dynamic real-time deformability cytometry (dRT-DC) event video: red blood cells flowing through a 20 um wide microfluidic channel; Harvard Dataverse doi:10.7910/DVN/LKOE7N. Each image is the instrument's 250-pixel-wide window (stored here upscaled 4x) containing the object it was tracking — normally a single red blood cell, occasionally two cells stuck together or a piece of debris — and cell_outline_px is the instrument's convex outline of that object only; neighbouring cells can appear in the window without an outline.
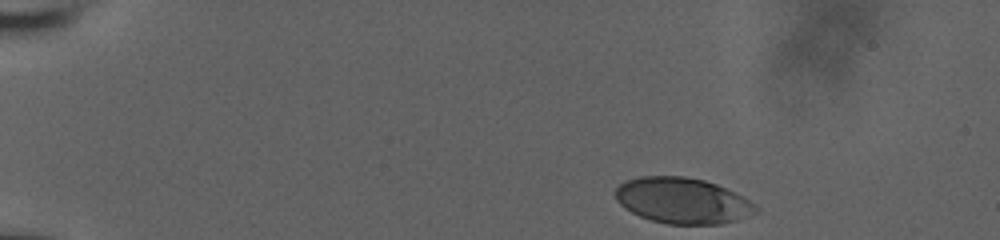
{"species": "human", "species_latin": "Homo sapiens", "temperature_condition": "room temperature", "stored_images_in_passage": 9, "camera_frame_rate_fps": 3000, "um_per_image_px": 0.085, "donor": {"sex": "male"}, "frame": {"image": 1, "passage_image": 1, "time_ms": 0.0, "image_size_px": [1000, 240], "cell_outline_px": [[760, 208], [756, 212], [736, 220], [720, 224], [668, 224], [652, 220], [640, 216], [624, 208], [616, 200], [616, 188], [620, 184], [628, 180], [640, 176], [684, 176], [704, 180], [716, 184], [756, 204]], "centroid_in_image_um": [58.0, 17.05], "position_along_channel_um": 27.0, "area_um2": 37.17}}
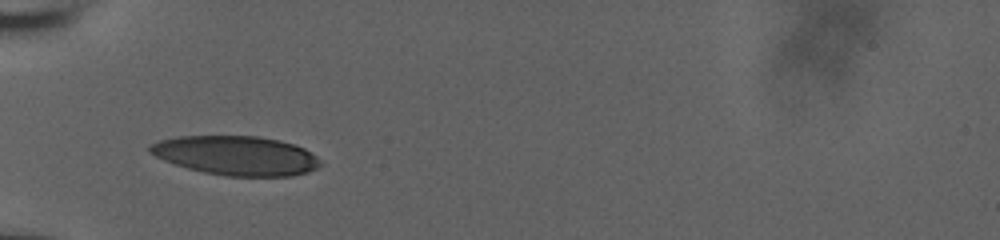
{"frame": {"image": 2, "passage_image": 6, "time_ms": 1.667, "image_size_px": [1000, 240], "cell_outline_px": [[320, 164], [316, 168], [308, 172], [292, 176], [224, 176], [204, 172], [188, 168], [164, 160], [148, 152], [148, 144], [160, 140], [180, 136], [256, 136], [280, 140], [296, 144], [304, 148], [316, 156], [320, 160]], "centroid_in_image_um": [20.07, 13.22], "position_along_channel_um": 64.9, "area_um2": 39.02}}
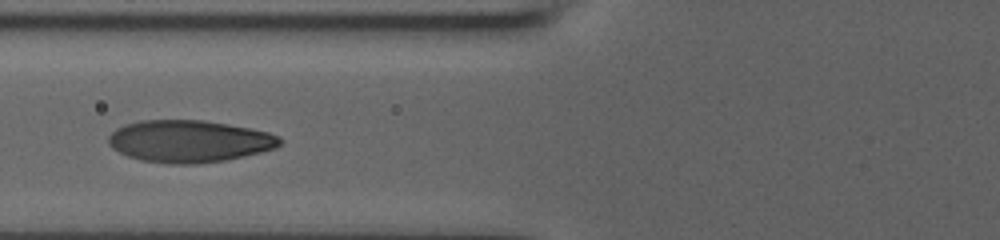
{"frame": {"image": 3, "passage_image": 8, "time_ms": 2.333, "image_size_px": [1000, 240], "cell_outline_px": [[284, 140], [276, 148], [244, 156], [224, 160], [196, 164], [172, 164], [140, 160], [128, 156], [112, 148], [108, 144], [108, 136], [116, 128], [124, 124], [140, 120], [204, 120], [228, 124], [268, 132]], "centroid_in_image_um": [16.05, 12.0], "position_along_channel_um": 109.7, "area_um2": 42.08}}